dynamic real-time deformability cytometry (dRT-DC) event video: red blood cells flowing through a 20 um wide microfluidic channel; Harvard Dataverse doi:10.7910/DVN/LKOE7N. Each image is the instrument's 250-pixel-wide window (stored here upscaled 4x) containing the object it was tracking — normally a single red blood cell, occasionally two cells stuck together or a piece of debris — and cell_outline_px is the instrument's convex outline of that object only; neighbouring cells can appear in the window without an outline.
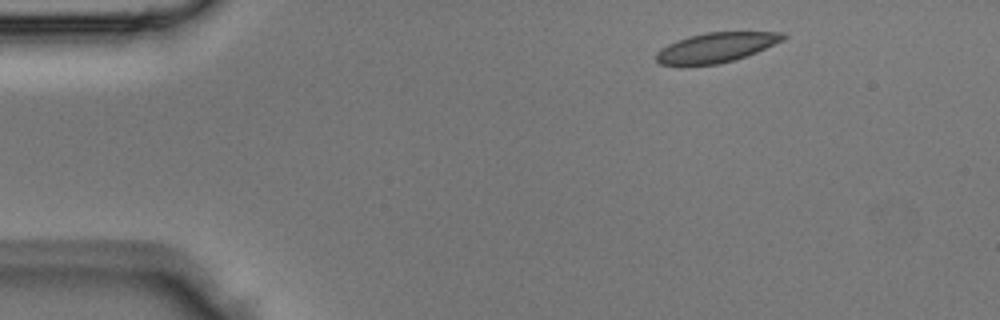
{"species": "Egyptian fruit bat (a non-hibernating species)", "species_latin": "Rousettus aegyptiacus", "temperature_condition": "room temperature", "stored_images_in_passage": 3, "camera_frame_rate_fps": 3000, "um_per_image_px": 0.085, "animal": {"sex": "male"}, "frame": {"image": 1, "passage_image": 1, "time_ms": 0.0, "image_size_px": [1000, 320], "cell_outline_px": [[788, 36], [748, 56], [720, 64], [680, 68], [660, 64], [656, 60], [656, 52], [668, 44], [688, 36], [704, 32], [784, 32]], "centroid_in_image_um": [60.77, 4.08], "position_along_channel_um": 24.2, "area_um2": 22.48}}
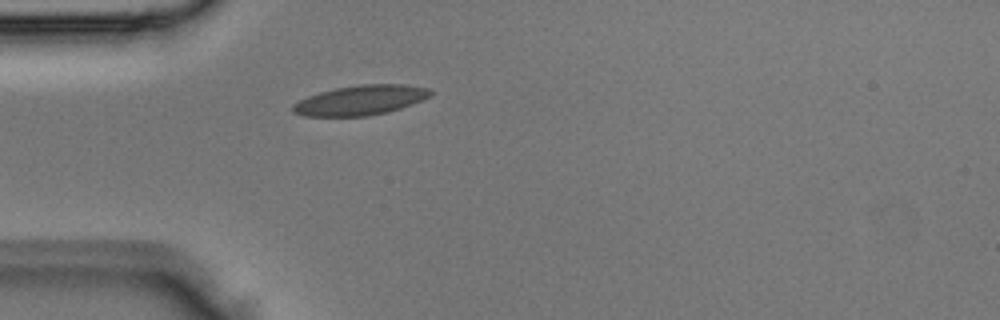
{"frame": {"image": 2, "passage_image": 3, "time_ms": 0.667, "image_size_px": [1000, 320], "cell_outline_px": [[432, 92], [428, 96], [412, 104], [388, 112], [368, 116], [304, 116], [292, 112], [292, 104], [308, 96], [320, 92], [336, 88], [360, 84], [404, 84], [428, 88]], "centroid_in_image_um": [30.61, 8.52], "position_along_channel_um": 54.4, "area_um2": 23.76}}